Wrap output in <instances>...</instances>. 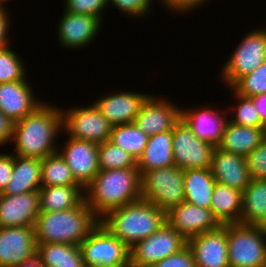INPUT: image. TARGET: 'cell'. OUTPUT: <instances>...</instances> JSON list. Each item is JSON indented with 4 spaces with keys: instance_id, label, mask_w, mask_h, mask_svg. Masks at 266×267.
Wrapping results in <instances>:
<instances>
[{
    "instance_id": "8d00e7d4",
    "label": "cell",
    "mask_w": 266,
    "mask_h": 267,
    "mask_svg": "<svg viewBox=\"0 0 266 267\" xmlns=\"http://www.w3.org/2000/svg\"><path fill=\"white\" fill-rule=\"evenodd\" d=\"M154 1L156 0H108V5L109 8L114 6L115 10H119L118 13L124 14L126 18H138L140 21L150 18L151 13L153 14Z\"/></svg>"
},
{
    "instance_id": "ffe728a7",
    "label": "cell",
    "mask_w": 266,
    "mask_h": 267,
    "mask_svg": "<svg viewBox=\"0 0 266 267\" xmlns=\"http://www.w3.org/2000/svg\"><path fill=\"white\" fill-rule=\"evenodd\" d=\"M29 82L0 83V111L14 122L23 119L45 101L36 96L33 83Z\"/></svg>"
},
{
    "instance_id": "1f68e13d",
    "label": "cell",
    "mask_w": 266,
    "mask_h": 267,
    "mask_svg": "<svg viewBox=\"0 0 266 267\" xmlns=\"http://www.w3.org/2000/svg\"><path fill=\"white\" fill-rule=\"evenodd\" d=\"M79 185L58 152L41 160V187Z\"/></svg>"
},
{
    "instance_id": "9a60e30c",
    "label": "cell",
    "mask_w": 266,
    "mask_h": 267,
    "mask_svg": "<svg viewBox=\"0 0 266 267\" xmlns=\"http://www.w3.org/2000/svg\"><path fill=\"white\" fill-rule=\"evenodd\" d=\"M195 105L194 107H181V119L198 139L218 147L229 121L228 109H217L219 106L214 107V103L213 106L211 104L209 106L208 104Z\"/></svg>"
},
{
    "instance_id": "ee69618b",
    "label": "cell",
    "mask_w": 266,
    "mask_h": 267,
    "mask_svg": "<svg viewBox=\"0 0 266 267\" xmlns=\"http://www.w3.org/2000/svg\"><path fill=\"white\" fill-rule=\"evenodd\" d=\"M13 129L14 121L0 111V147H5L7 146L6 144H10Z\"/></svg>"
},
{
    "instance_id": "f6af8a7d",
    "label": "cell",
    "mask_w": 266,
    "mask_h": 267,
    "mask_svg": "<svg viewBox=\"0 0 266 267\" xmlns=\"http://www.w3.org/2000/svg\"><path fill=\"white\" fill-rule=\"evenodd\" d=\"M261 121L266 125V93L251 97Z\"/></svg>"
},
{
    "instance_id": "603a6c76",
    "label": "cell",
    "mask_w": 266,
    "mask_h": 267,
    "mask_svg": "<svg viewBox=\"0 0 266 267\" xmlns=\"http://www.w3.org/2000/svg\"><path fill=\"white\" fill-rule=\"evenodd\" d=\"M172 141L173 130L148 137L145 149L141 157L137 160V169L140 176L145 171L175 165Z\"/></svg>"
},
{
    "instance_id": "6da1fadb",
    "label": "cell",
    "mask_w": 266,
    "mask_h": 267,
    "mask_svg": "<svg viewBox=\"0 0 266 267\" xmlns=\"http://www.w3.org/2000/svg\"><path fill=\"white\" fill-rule=\"evenodd\" d=\"M62 131L61 106L45 100L33 112L14 122L12 153L42 160L57 152Z\"/></svg>"
},
{
    "instance_id": "4fadbf2b",
    "label": "cell",
    "mask_w": 266,
    "mask_h": 267,
    "mask_svg": "<svg viewBox=\"0 0 266 267\" xmlns=\"http://www.w3.org/2000/svg\"><path fill=\"white\" fill-rule=\"evenodd\" d=\"M55 26L58 44L62 49L79 51L91 46L97 38L103 22L94 15L71 14L62 10ZM95 38V39H94Z\"/></svg>"
},
{
    "instance_id": "7dc6e473",
    "label": "cell",
    "mask_w": 266,
    "mask_h": 267,
    "mask_svg": "<svg viewBox=\"0 0 266 267\" xmlns=\"http://www.w3.org/2000/svg\"><path fill=\"white\" fill-rule=\"evenodd\" d=\"M8 2H10V0H0V7H7Z\"/></svg>"
},
{
    "instance_id": "4dcf8cb0",
    "label": "cell",
    "mask_w": 266,
    "mask_h": 267,
    "mask_svg": "<svg viewBox=\"0 0 266 267\" xmlns=\"http://www.w3.org/2000/svg\"><path fill=\"white\" fill-rule=\"evenodd\" d=\"M148 137L149 136L133 122L113 126L109 141L128 152L137 162L145 149Z\"/></svg>"
},
{
    "instance_id": "f1b7e54d",
    "label": "cell",
    "mask_w": 266,
    "mask_h": 267,
    "mask_svg": "<svg viewBox=\"0 0 266 267\" xmlns=\"http://www.w3.org/2000/svg\"><path fill=\"white\" fill-rule=\"evenodd\" d=\"M38 192L40 212L72 209L85 199L80 185L41 187Z\"/></svg>"
},
{
    "instance_id": "ac0fdd59",
    "label": "cell",
    "mask_w": 266,
    "mask_h": 267,
    "mask_svg": "<svg viewBox=\"0 0 266 267\" xmlns=\"http://www.w3.org/2000/svg\"><path fill=\"white\" fill-rule=\"evenodd\" d=\"M196 267H229L227 224L187 240Z\"/></svg>"
},
{
    "instance_id": "30bf717a",
    "label": "cell",
    "mask_w": 266,
    "mask_h": 267,
    "mask_svg": "<svg viewBox=\"0 0 266 267\" xmlns=\"http://www.w3.org/2000/svg\"><path fill=\"white\" fill-rule=\"evenodd\" d=\"M186 246L187 240L166 221L155 233L130 248V267H151Z\"/></svg>"
},
{
    "instance_id": "d4e9b609",
    "label": "cell",
    "mask_w": 266,
    "mask_h": 267,
    "mask_svg": "<svg viewBox=\"0 0 266 267\" xmlns=\"http://www.w3.org/2000/svg\"><path fill=\"white\" fill-rule=\"evenodd\" d=\"M266 138V127L239 126L228 121L218 148L247 157Z\"/></svg>"
},
{
    "instance_id": "3957f363",
    "label": "cell",
    "mask_w": 266,
    "mask_h": 267,
    "mask_svg": "<svg viewBox=\"0 0 266 267\" xmlns=\"http://www.w3.org/2000/svg\"><path fill=\"white\" fill-rule=\"evenodd\" d=\"M100 219L85 199L72 209L39 212L35 224L36 243H65L80 246Z\"/></svg>"
},
{
    "instance_id": "836d02e7",
    "label": "cell",
    "mask_w": 266,
    "mask_h": 267,
    "mask_svg": "<svg viewBox=\"0 0 266 267\" xmlns=\"http://www.w3.org/2000/svg\"><path fill=\"white\" fill-rule=\"evenodd\" d=\"M99 170L137 168V162L126 151L109 140L98 144Z\"/></svg>"
},
{
    "instance_id": "e575fe53",
    "label": "cell",
    "mask_w": 266,
    "mask_h": 267,
    "mask_svg": "<svg viewBox=\"0 0 266 267\" xmlns=\"http://www.w3.org/2000/svg\"><path fill=\"white\" fill-rule=\"evenodd\" d=\"M13 46L0 49V83H11L18 80H30L27 76V65Z\"/></svg>"
},
{
    "instance_id": "7c38bea8",
    "label": "cell",
    "mask_w": 266,
    "mask_h": 267,
    "mask_svg": "<svg viewBox=\"0 0 266 267\" xmlns=\"http://www.w3.org/2000/svg\"><path fill=\"white\" fill-rule=\"evenodd\" d=\"M63 134L66 139L62 144L59 142L57 152L71 169L75 181L85 189L99 172L98 144L68 137L62 131Z\"/></svg>"
},
{
    "instance_id": "7a4b0ae2",
    "label": "cell",
    "mask_w": 266,
    "mask_h": 267,
    "mask_svg": "<svg viewBox=\"0 0 266 267\" xmlns=\"http://www.w3.org/2000/svg\"><path fill=\"white\" fill-rule=\"evenodd\" d=\"M84 194L90 209L101 219L109 211L141 199L139 171L137 168L99 170Z\"/></svg>"
},
{
    "instance_id": "9c48e42d",
    "label": "cell",
    "mask_w": 266,
    "mask_h": 267,
    "mask_svg": "<svg viewBox=\"0 0 266 267\" xmlns=\"http://www.w3.org/2000/svg\"><path fill=\"white\" fill-rule=\"evenodd\" d=\"M70 105L66 108L61 106L62 130L68 137L97 144H102L110 139L113 126L93 102Z\"/></svg>"
},
{
    "instance_id": "d6986e66",
    "label": "cell",
    "mask_w": 266,
    "mask_h": 267,
    "mask_svg": "<svg viewBox=\"0 0 266 267\" xmlns=\"http://www.w3.org/2000/svg\"><path fill=\"white\" fill-rule=\"evenodd\" d=\"M35 227H0V267H16L36 252Z\"/></svg>"
},
{
    "instance_id": "e0dca14e",
    "label": "cell",
    "mask_w": 266,
    "mask_h": 267,
    "mask_svg": "<svg viewBox=\"0 0 266 267\" xmlns=\"http://www.w3.org/2000/svg\"><path fill=\"white\" fill-rule=\"evenodd\" d=\"M166 221L186 240L221 226L210 209L187 202L173 206L166 212Z\"/></svg>"
},
{
    "instance_id": "277c9868",
    "label": "cell",
    "mask_w": 266,
    "mask_h": 267,
    "mask_svg": "<svg viewBox=\"0 0 266 267\" xmlns=\"http://www.w3.org/2000/svg\"><path fill=\"white\" fill-rule=\"evenodd\" d=\"M100 222L129 249L148 238L166 222V212L139 199L109 211Z\"/></svg>"
},
{
    "instance_id": "2e32d148",
    "label": "cell",
    "mask_w": 266,
    "mask_h": 267,
    "mask_svg": "<svg viewBox=\"0 0 266 267\" xmlns=\"http://www.w3.org/2000/svg\"><path fill=\"white\" fill-rule=\"evenodd\" d=\"M149 95L150 93L136 92V90L120 89L113 92L110 90L105 96L101 94L98 99L92 101L112 126H118L133 123L141 105Z\"/></svg>"
},
{
    "instance_id": "4316f807",
    "label": "cell",
    "mask_w": 266,
    "mask_h": 267,
    "mask_svg": "<svg viewBox=\"0 0 266 267\" xmlns=\"http://www.w3.org/2000/svg\"><path fill=\"white\" fill-rule=\"evenodd\" d=\"M185 202L210 209L211 198L216 181L211 169L184 170Z\"/></svg>"
},
{
    "instance_id": "f35d334b",
    "label": "cell",
    "mask_w": 266,
    "mask_h": 267,
    "mask_svg": "<svg viewBox=\"0 0 266 267\" xmlns=\"http://www.w3.org/2000/svg\"><path fill=\"white\" fill-rule=\"evenodd\" d=\"M252 179H266V138L247 157Z\"/></svg>"
},
{
    "instance_id": "74e56055",
    "label": "cell",
    "mask_w": 266,
    "mask_h": 267,
    "mask_svg": "<svg viewBox=\"0 0 266 267\" xmlns=\"http://www.w3.org/2000/svg\"><path fill=\"white\" fill-rule=\"evenodd\" d=\"M64 11L71 14L94 15L104 23V13L109 9L108 0H64Z\"/></svg>"
},
{
    "instance_id": "52a82bcc",
    "label": "cell",
    "mask_w": 266,
    "mask_h": 267,
    "mask_svg": "<svg viewBox=\"0 0 266 267\" xmlns=\"http://www.w3.org/2000/svg\"><path fill=\"white\" fill-rule=\"evenodd\" d=\"M183 182L184 170L176 165L145 171L140 176L141 199L168 212L173 206L185 202Z\"/></svg>"
},
{
    "instance_id": "ab89813d",
    "label": "cell",
    "mask_w": 266,
    "mask_h": 267,
    "mask_svg": "<svg viewBox=\"0 0 266 267\" xmlns=\"http://www.w3.org/2000/svg\"><path fill=\"white\" fill-rule=\"evenodd\" d=\"M157 4H161L162 8L171 14L182 16L185 14L196 13V10L207 6L210 0H157ZM207 4V5H206ZM195 10V11H194Z\"/></svg>"
},
{
    "instance_id": "484cf974",
    "label": "cell",
    "mask_w": 266,
    "mask_h": 267,
    "mask_svg": "<svg viewBox=\"0 0 266 267\" xmlns=\"http://www.w3.org/2000/svg\"><path fill=\"white\" fill-rule=\"evenodd\" d=\"M243 192L216 182L210 210L221 225L240 223Z\"/></svg>"
},
{
    "instance_id": "bcb514c9",
    "label": "cell",
    "mask_w": 266,
    "mask_h": 267,
    "mask_svg": "<svg viewBox=\"0 0 266 267\" xmlns=\"http://www.w3.org/2000/svg\"><path fill=\"white\" fill-rule=\"evenodd\" d=\"M16 267H45V265L43 264L40 255L35 252L28 259H26Z\"/></svg>"
},
{
    "instance_id": "83f0119b",
    "label": "cell",
    "mask_w": 266,
    "mask_h": 267,
    "mask_svg": "<svg viewBox=\"0 0 266 267\" xmlns=\"http://www.w3.org/2000/svg\"><path fill=\"white\" fill-rule=\"evenodd\" d=\"M240 223L266 227V179H251L244 189Z\"/></svg>"
},
{
    "instance_id": "8992f818",
    "label": "cell",
    "mask_w": 266,
    "mask_h": 267,
    "mask_svg": "<svg viewBox=\"0 0 266 267\" xmlns=\"http://www.w3.org/2000/svg\"><path fill=\"white\" fill-rule=\"evenodd\" d=\"M229 267H266V228L227 224Z\"/></svg>"
},
{
    "instance_id": "44dd1931",
    "label": "cell",
    "mask_w": 266,
    "mask_h": 267,
    "mask_svg": "<svg viewBox=\"0 0 266 267\" xmlns=\"http://www.w3.org/2000/svg\"><path fill=\"white\" fill-rule=\"evenodd\" d=\"M39 212L38 191L16 195L0 193V227H35Z\"/></svg>"
},
{
    "instance_id": "7bdbcfd3",
    "label": "cell",
    "mask_w": 266,
    "mask_h": 267,
    "mask_svg": "<svg viewBox=\"0 0 266 267\" xmlns=\"http://www.w3.org/2000/svg\"><path fill=\"white\" fill-rule=\"evenodd\" d=\"M8 7H0V49L6 48L11 46V44H14L13 41H11L10 34L12 31V25H11V12H9ZM10 33V34H9Z\"/></svg>"
},
{
    "instance_id": "b9f144b4",
    "label": "cell",
    "mask_w": 266,
    "mask_h": 267,
    "mask_svg": "<svg viewBox=\"0 0 266 267\" xmlns=\"http://www.w3.org/2000/svg\"><path fill=\"white\" fill-rule=\"evenodd\" d=\"M5 152H0V193L4 191L10 182L14 166V154Z\"/></svg>"
},
{
    "instance_id": "8fae6325",
    "label": "cell",
    "mask_w": 266,
    "mask_h": 267,
    "mask_svg": "<svg viewBox=\"0 0 266 267\" xmlns=\"http://www.w3.org/2000/svg\"><path fill=\"white\" fill-rule=\"evenodd\" d=\"M172 148L175 165L180 169H211L216 147L198 139L182 119L173 128Z\"/></svg>"
},
{
    "instance_id": "f546056e",
    "label": "cell",
    "mask_w": 266,
    "mask_h": 267,
    "mask_svg": "<svg viewBox=\"0 0 266 267\" xmlns=\"http://www.w3.org/2000/svg\"><path fill=\"white\" fill-rule=\"evenodd\" d=\"M36 252L45 267H86L80 246L65 243H37Z\"/></svg>"
},
{
    "instance_id": "d590c367",
    "label": "cell",
    "mask_w": 266,
    "mask_h": 267,
    "mask_svg": "<svg viewBox=\"0 0 266 267\" xmlns=\"http://www.w3.org/2000/svg\"><path fill=\"white\" fill-rule=\"evenodd\" d=\"M230 88L238 95L250 98L266 93V61L253 72L239 78Z\"/></svg>"
},
{
    "instance_id": "ba28073f",
    "label": "cell",
    "mask_w": 266,
    "mask_h": 267,
    "mask_svg": "<svg viewBox=\"0 0 266 267\" xmlns=\"http://www.w3.org/2000/svg\"><path fill=\"white\" fill-rule=\"evenodd\" d=\"M86 267H130V249L101 222L80 244Z\"/></svg>"
},
{
    "instance_id": "d6a6232c",
    "label": "cell",
    "mask_w": 266,
    "mask_h": 267,
    "mask_svg": "<svg viewBox=\"0 0 266 267\" xmlns=\"http://www.w3.org/2000/svg\"><path fill=\"white\" fill-rule=\"evenodd\" d=\"M228 89L229 92H231V97H233V102L235 101L229 105L230 107H227L228 114L230 116L229 121L239 126L254 128L266 127V125L261 121L253 100L250 97L238 95L231 88H227V90Z\"/></svg>"
},
{
    "instance_id": "5b68a950",
    "label": "cell",
    "mask_w": 266,
    "mask_h": 267,
    "mask_svg": "<svg viewBox=\"0 0 266 267\" xmlns=\"http://www.w3.org/2000/svg\"><path fill=\"white\" fill-rule=\"evenodd\" d=\"M240 38L230 57L219 68L224 87L230 88L239 78L253 72L266 61V27L252 28ZM221 72V73H220Z\"/></svg>"
},
{
    "instance_id": "5bb4252c",
    "label": "cell",
    "mask_w": 266,
    "mask_h": 267,
    "mask_svg": "<svg viewBox=\"0 0 266 267\" xmlns=\"http://www.w3.org/2000/svg\"><path fill=\"white\" fill-rule=\"evenodd\" d=\"M167 97L152 93L140 107L134 123L148 136L173 130L181 119L182 106Z\"/></svg>"
},
{
    "instance_id": "60d3db41",
    "label": "cell",
    "mask_w": 266,
    "mask_h": 267,
    "mask_svg": "<svg viewBox=\"0 0 266 267\" xmlns=\"http://www.w3.org/2000/svg\"><path fill=\"white\" fill-rule=\"evenodd\" d=\"M151 267H196L193 254L187 245L181 251L169 255Z\"/></svg>"
},
{
    "instance_id": "cb8c5ba5",
    "label": "cell",
    "mask_w": 266,
    "mask_h": 267,
    "mask_svg": "<svg viewBox=\"0 0 266 267\" xmlns=\"http://www.w3.org/2000/svg\"><path fill=\"white\" fill-rule=\"evenodd\" d=\"M41 188V159L14 155L13 173L3 195L36 192Z\"/></svg>"
},
{
    "instance_id": "7402d4cb",
    "label": "cell",
    "mask_w": 266,
    "mask_h": 267,
    "mask_svg": "<svg viewBox=\"0 0 266 267\" xmlns=\"http://www.w3.org/2000/svg\"><path fill=\"white\" fill-rule=\"evenodd\" d=\"M211 172L216 182L242 192L252 179L245 157L226 152L218 147L213 153Z\"/></svg>"
}]
</instances>
